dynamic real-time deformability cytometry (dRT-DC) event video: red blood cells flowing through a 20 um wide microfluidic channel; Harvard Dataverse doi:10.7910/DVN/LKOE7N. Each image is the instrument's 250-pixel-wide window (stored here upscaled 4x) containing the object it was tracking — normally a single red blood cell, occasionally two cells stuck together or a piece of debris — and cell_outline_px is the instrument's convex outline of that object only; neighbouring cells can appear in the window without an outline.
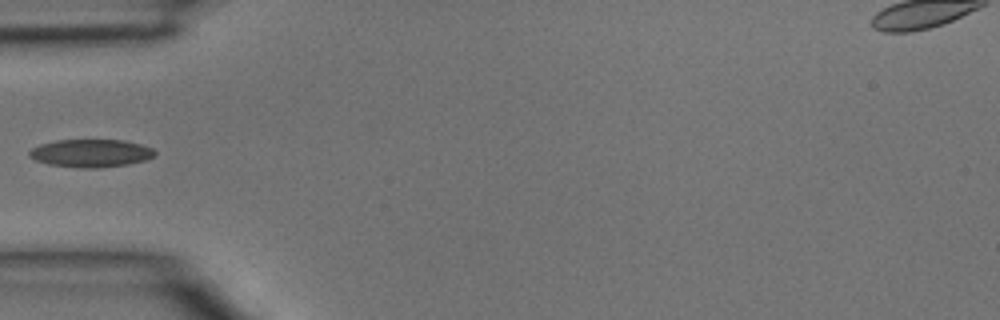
{"species": "common noctule bat (a hibernating species)", "species_latin": "Nyctalus noctula", "temperature_condition": "room temperature", "stored_images_in_passage": 5, "camera_frame_rate_fps": 3000, "um_per_image_px": 0.085, "animal": {"sex": "male", "body_mass_g": 15.6}, "frame": {"image": 1, "passage_image": 5, "time_ms": 1.333, "image_size_px": [1000, 320], "cell_outline_px": [[156, 156], [148, 160], [128, 164], [100, 168], [80, 168], [48, 164], [36, 160], [28, 156], [28, 152], [32, 148], [40, 144], [56, 140], [124, 140], [140, 144], [152, 148], [156, 152]], "centroid_in_image_um": [7.75, 13.02], "position_along_channel_um": 77.3, "area_um2": 20.58}}